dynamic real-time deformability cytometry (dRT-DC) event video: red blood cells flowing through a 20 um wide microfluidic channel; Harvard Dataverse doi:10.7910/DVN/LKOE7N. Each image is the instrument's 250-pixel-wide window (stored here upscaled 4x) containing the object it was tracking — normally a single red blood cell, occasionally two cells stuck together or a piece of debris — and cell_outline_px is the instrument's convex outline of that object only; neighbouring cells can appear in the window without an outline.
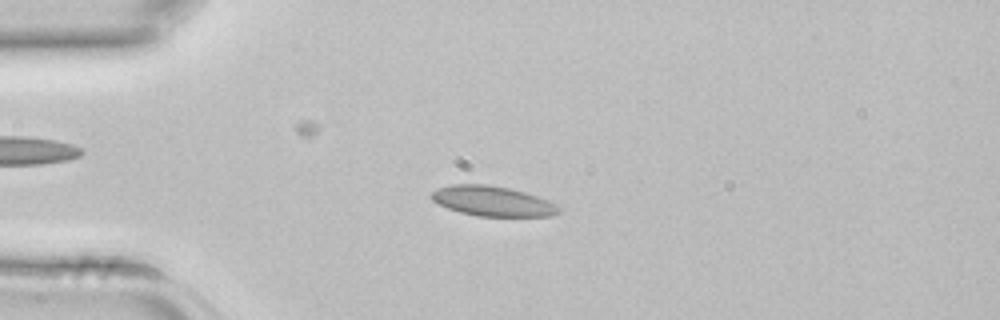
{"species": "common noctule bat (a hibernating species)", "species_latin": "Nyctalus noctula", "temperature_condition": "room temperature", "stored_images_in_passage": 3, "camera_frame_rate_fps": 3000, "um_per_image_px": 0.085, "animal": {"sex": "female", "body_mass_g": 22.7, "forearm_length_mm": 54.2}, "frame": {"image": 1, "passage_image": 3, "time_ms": 0.667, "image_size_px": [1000, 320], "cell_outline_px": [[560, 212], [552, 216], [480, 216], [460, 212], [448, 208], [432, 200], [432, 192], [436, 188], [452, 184], [484, 184], [512, 188], [548, 200], [556, 204], [560, 208]], "centroid_in_image_um": [41.88, 17.09], "position_along_channel_um": 43.1, "area_um2": 22.2}}